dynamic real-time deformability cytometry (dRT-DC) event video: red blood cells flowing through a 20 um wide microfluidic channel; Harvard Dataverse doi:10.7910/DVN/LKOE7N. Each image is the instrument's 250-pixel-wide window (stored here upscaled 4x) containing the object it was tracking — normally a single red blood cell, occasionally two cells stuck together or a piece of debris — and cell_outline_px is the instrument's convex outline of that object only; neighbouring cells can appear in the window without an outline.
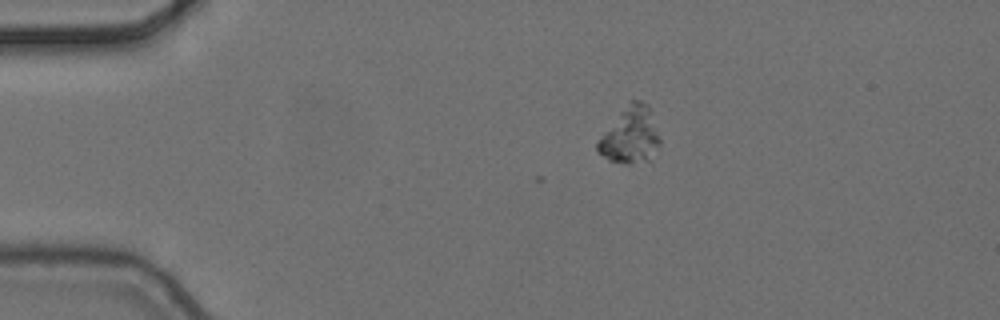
{"species": "common noctule bat (a hibernating species)", "species_latin": "Nyctalus noctula", "temperature_condition": "cold", "stored_images_in_passage": 4, "camera_frame_rate_fps": 3000, "um_per_image_px": 0.085, "animal": {"sex": "female", "body_mass_g": 24.6, "forearm_length_mm": 56.2}, "frame": {"image": 1, "passage_image": 1, "time_ms": 0.0, "image_size_px": [1000, 320], "cell_outline_px": [[660, 144], [652, 160], [632, 164], [624, 164], [608, 160], [596, 152], [596, 144], [604, 132], [628, 100], [640, 100], [648, 104], [660, 140]], "centroid_in_image_um": [53.58, 11.52], "position_along_channel_um": 31.4, "area_um2": 20.69}}
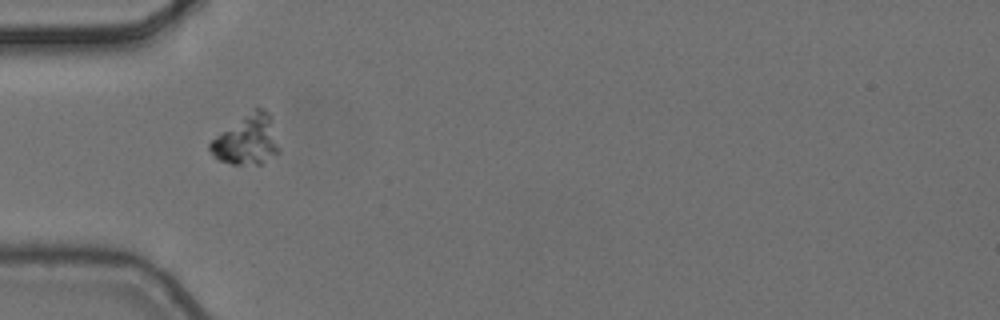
{"frame": {"image": 2, "passage_image": 3, "time_ms": 0.667, "image_size_px": [1000, 320], "cell_outline_px": [[280, 152], [264, 164], [232, 164], [220, 160], [208, 148], [208, 144], [220, 132], [256, 108], [264, 108], [272, 116], [280, 148]], "centroid_in_image_um": [21.05, 11.9], "position_along_channel_um": 63.9, "area_um2": 20.06}}
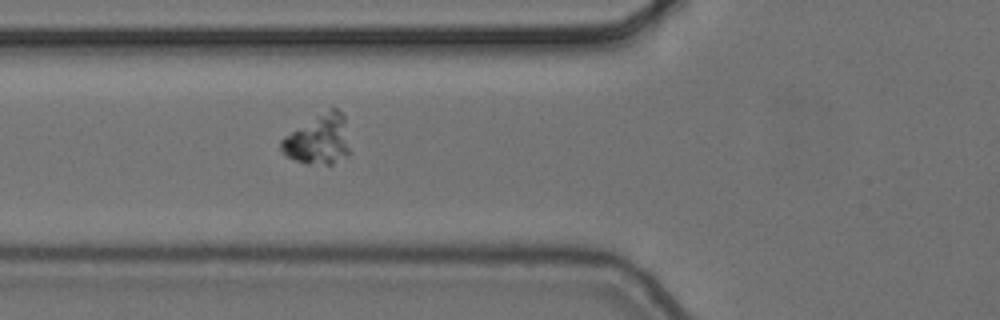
{"frame": {"image": 3, "passage_image": 4, "time_ms": 1.0, "image_size_px": [1000, 320], "cell_outline_px": [[352, 152], [348, 156], [332, 164], [304, 164], [284, 156], [280, 152], [280, 140], [284, 136], [328, 108], [336, 108], [344, 116]], "centroid_in_image_um": [27.08, 11.89], "position_along_channel_um": 98.7, "area_um2": 20.46}}